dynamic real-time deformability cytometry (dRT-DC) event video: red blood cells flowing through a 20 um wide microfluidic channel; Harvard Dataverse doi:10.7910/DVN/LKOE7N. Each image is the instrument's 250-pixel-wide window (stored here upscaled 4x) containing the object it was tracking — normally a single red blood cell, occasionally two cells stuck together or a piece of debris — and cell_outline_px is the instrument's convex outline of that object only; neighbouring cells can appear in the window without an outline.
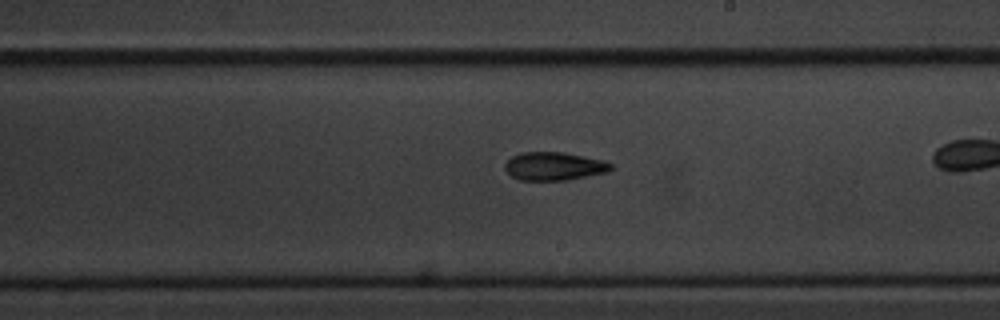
{"species": "common noctule bat (a hibernating species)", "species_latin": "Nyctalus noctula", "temperature_condition": "cold", "stored_images_in_passage": 44, "camera_frame_rate_fps": 3000, "um_per_image_px": 0.085, "animal": {"sex": "male", "body_mass_g": 20.1, "forearm_length_mm": 53.5}, "frame": {"image": 1, "passage_image": 32, "time_ms": 10.333, "image_size_px": [1000, 320], "cell_outline_px": [[612, 168], [608, 172], [568, 180], [520, 180], [512, 176], [504, 168], [504, 164], [512, 156], [520, 152], [564, 152], [600, 160], [612, 164]], "centroid_in_image_um": [47.07, 14.13], "position_along_channel_um": 241.9, "area_um2": 17.34}}
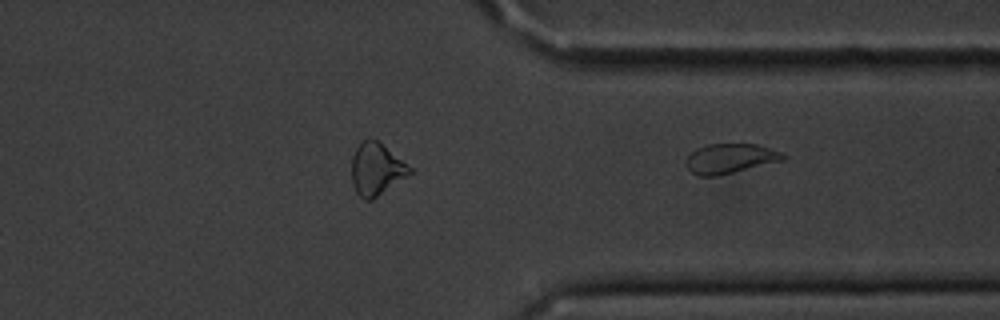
{"frame": {"image": 2, "passage_image": 44, "time_ms": 14.333, "image_size_px": [1000, 320], "cell_outline_px": [[784, 160], [716, 176], [700, 176], [692, 172], [688, 168], [684, 160], [696, 148], [704, 144], [756, 144], [780, 152], [784, 156]], "centroid_in_image_um": [62.0, 13.47], "position_along_channel_um": 349.4, "area_um2": 16.59}}